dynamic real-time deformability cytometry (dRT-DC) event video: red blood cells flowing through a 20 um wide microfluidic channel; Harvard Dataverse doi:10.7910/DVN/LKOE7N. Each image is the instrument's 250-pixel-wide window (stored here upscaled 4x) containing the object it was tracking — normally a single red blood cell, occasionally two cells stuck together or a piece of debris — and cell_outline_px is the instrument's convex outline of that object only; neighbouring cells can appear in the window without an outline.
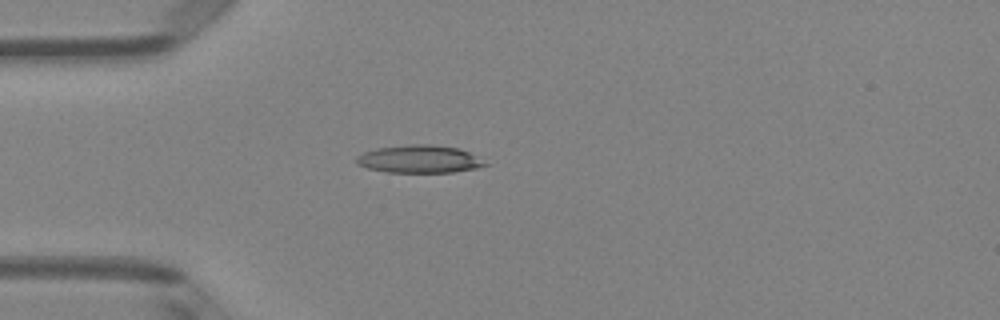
{"species": "Egyptian fruit bat (a non-hibernating species)", "species_latin": "Rousettus aegyptiacus", "temperature_condition": "room temperature", "stored_images_in_passage": 37, "camera_frame_rate_fps": 3000, "um_per_image_px": 0.085, "animal": {"sex": "female"}, "frame": {"image": 1, "passage_image": 1, "time_ms": 0.0, "image_size_px": [1000, 320], "cell_outline_px": [[492, 164], [476, 168], [452, 172], [388, 172], [368, 168], [356, 164], [356, 156], [364, 152], [376, 148], [412, 144], [432, 144], [460, 148]], "centroid_in_image_um": [35.67, 13.52], "position_along_channel_um": 49.3, "area_um2": 20.87}}
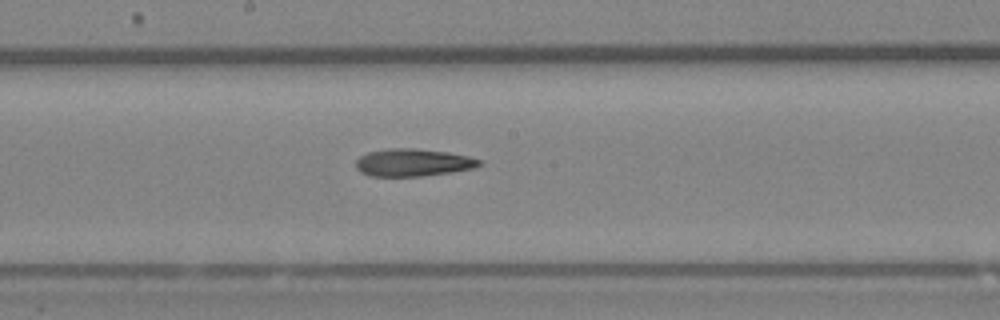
{"frame": {"image": 2, "passage_image": 14, "time_ms": 4.333, "image_size_px": [1000, 320], "cell_outline_px": [[484, 164], [476, 168], [452, 172], [420, 176], [368, 176], [360, 172], [356, 168], [356, 160], [360, 156], [368, 152], [388, 148], [416, 148], [448, 152], [468, 156], [480, 160]], "centroid_in_image_um": [35.11, 13.81], "position_along_channel_um": 213.1, "area_um2": 20.0}}
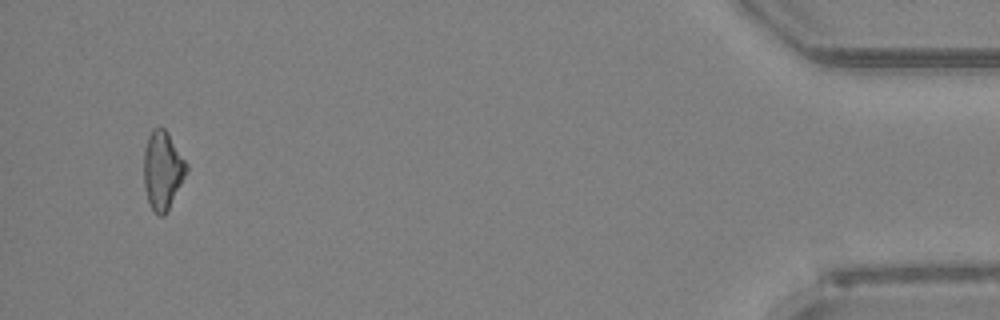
{"frame": {"image": 3, "passage_image": 35, "time_ms": 11.333, "image_size_px": [1000, 320], "cell_outline_px": [[188, 172], [164, 216], [160, 216], [152, 208], [148, 200], [144, 188], [144, 148], [148, 136], [152, 128], [164, 128], [168, 132], [188, 164]], "centroid_in_image_um": [13.83, 14.44], "position_along_channel_um": 421.4, "area_um2": 19.48}, "authors_computed_cell_mechanics": {"area_um2": 19.652, "velocity_mm_per_s": 4.078, "shape_relaxation_time_tau1_ms": null, "shape_relaxation_time_tau2_ms": 7.2355, "deformation_change_tau1": null, "deformation_change_tau2": 0.2383}}